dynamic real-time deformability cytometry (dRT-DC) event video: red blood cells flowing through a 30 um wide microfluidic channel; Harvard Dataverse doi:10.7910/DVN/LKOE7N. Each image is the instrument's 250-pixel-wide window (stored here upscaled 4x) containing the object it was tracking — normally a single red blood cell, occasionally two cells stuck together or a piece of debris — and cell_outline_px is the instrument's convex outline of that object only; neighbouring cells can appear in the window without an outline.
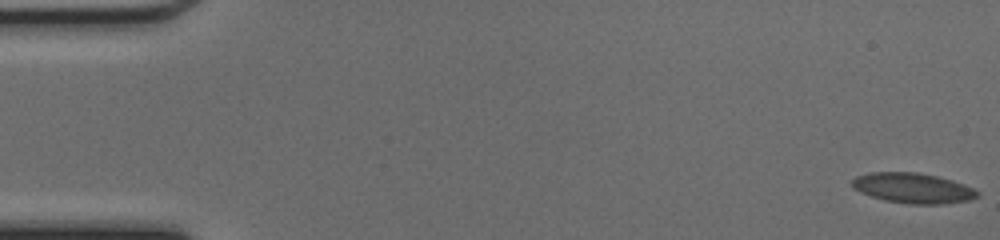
{"species": "common noctule bat (a hibernating species)", "species_latin": "Nyctalus noctula", "temperature_condition": "cold", "stored_images_in_passage": 50, "camera_frame_rate_fps": 3000, "um_per_image_px": 0.085, "animal": {"sex": "female", "body_mass_g": 17.0, "forearm_length_mm": 48.0}, "frame": {"image": 1, "passage_image": 1, "time_ms": 0.0, "image_size_px": [1000, 240], "cell_outline_px": [[980, 196], [968, 200], [940, 204], [908, 204], [884, 200], [860, 192], [852, 188], [852, 180], [856, 176], [872, 172], [920, 172], [952, 180], [972, 188], [980, 192]], "centroid_in_image_um": [77.59, 15.98], "position_along_channel_um": 7.4, "area_um2": 22.02}}
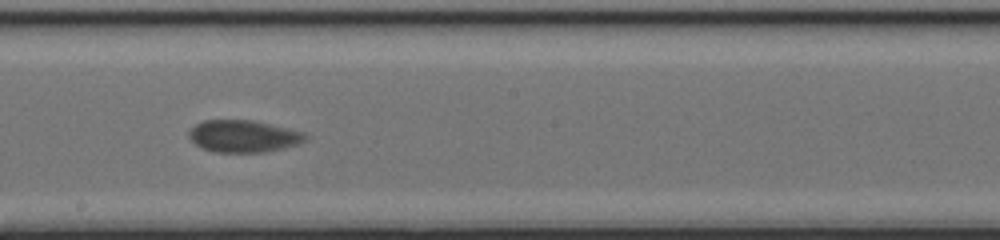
{"frame": {"image": 2, "passage_image": 28, "time_ms": 9.0, "image_size_px": [1000, 240], "cell_outline_px": [[308, 136], [304, 140], [296, 144], [284, 148], [264, 152], [216, 152], [204, 148], [196, 144], [188, 136], [188, 132], [196, 124], [204, 120], [252, 120], [288, 128], [304, 132]], "centroid_in_image_um": [20.69, 11.57], "position_along_channel_um": 227.5, "area_um2": 21.56}}
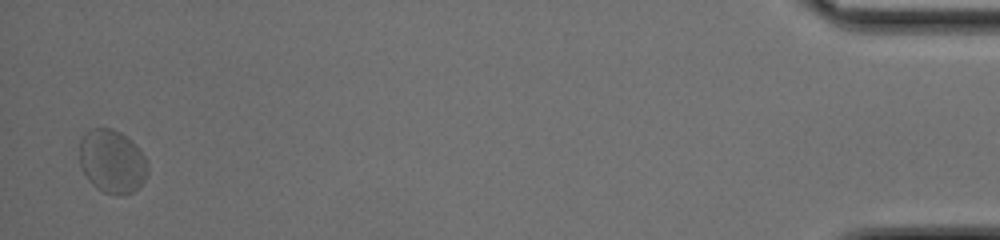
{"frame": {"image": 3, "passage_image": 49, "time_ms": 16.0, "image_size_px": [1000, 240], "cell_outline_px": [[148, 172], [140, 188], [124, 196], [120, 196], [104, 192], [96, 188], [88, 180], [80, 164], [80, 140], [84, 132], [92, 128], [112, 128], [120, 132], [132, 140], [140, 148], [148, 164]], "centroid_in_image_um": [9.55, 13.72], "position_along_channel_um": 425.7, "area_um2": 25.66}, "authors_computed_cell_mechanics": {"area_um2": 22.0796, "velocity_mm_per_s": 4.1589, "shape_relaxation_time_tau1_ms": 4.2318, "shape_relaxation_time_tau2_ms": null, "deformation_change_tau1": 0.0947, "deformation_change_tau2": null}}